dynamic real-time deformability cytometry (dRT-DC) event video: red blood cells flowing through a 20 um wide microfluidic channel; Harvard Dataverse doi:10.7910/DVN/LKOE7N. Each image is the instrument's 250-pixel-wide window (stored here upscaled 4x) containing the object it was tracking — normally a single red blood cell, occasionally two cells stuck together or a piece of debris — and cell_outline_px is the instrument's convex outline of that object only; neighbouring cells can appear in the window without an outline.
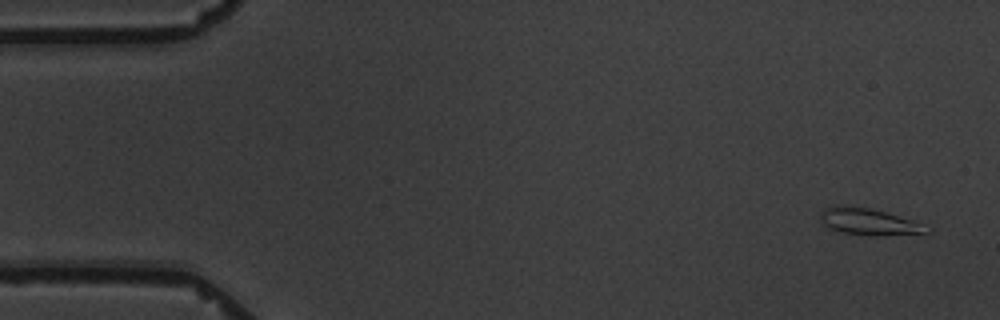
{"species": "common noctule bat (a hibernating species)", "species_latin": "Nyctalus noctula", "temperature_condition": "warm", "stored_images_in_passage": 5, "camera_frame_rate_fps": 3000, "um_per_image_px": 0.085, "animal": {"sex": "male", "body_mass_g": 19.5, "forearm_length_mm": 54.6}, "frame": {"image": 1, "passage_image": 1, "time_ms": 0.0, "image_size_px": [1000, 320], "cell_outline_px": [[932, 232], [880, 236], [872, 236], [844, 232], [832, 228], [824, 224], [820, 220], [820, 212], [824, 208], [868, 208], [884, 212], [912, 220], [932, 228]], "centroid_in_image_um": [73.95, 18.89], "position_along_channel_um": 11.1, "area_um2": 15.78}}
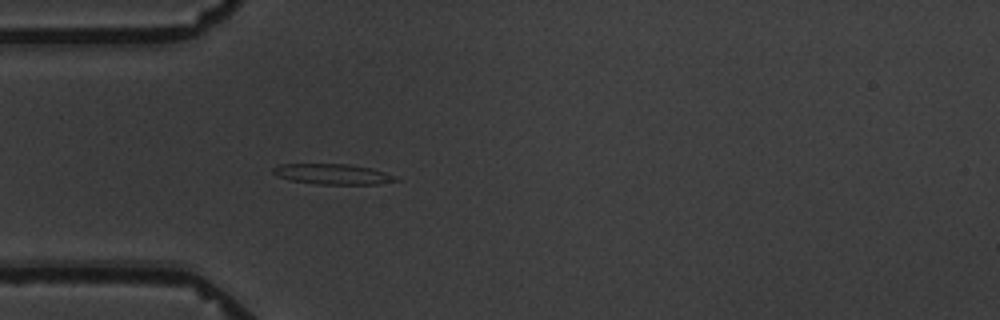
{"frame": {"image": 2, "passage_image": 5, "time_ms": 4.667, "image_size_px": [1000, 320], "cell_outline_px": [[400, 180], [380, 184], [316, 184], [288, 180], [276, 176], [272, 172], [272, 168], [280, 164], [348, 164], [372, 168], [396, 176]], "centroid_in_image_um": [28.26, 14.8], "position_along_channel_um": 56.7, "area_um2": 14.74}}